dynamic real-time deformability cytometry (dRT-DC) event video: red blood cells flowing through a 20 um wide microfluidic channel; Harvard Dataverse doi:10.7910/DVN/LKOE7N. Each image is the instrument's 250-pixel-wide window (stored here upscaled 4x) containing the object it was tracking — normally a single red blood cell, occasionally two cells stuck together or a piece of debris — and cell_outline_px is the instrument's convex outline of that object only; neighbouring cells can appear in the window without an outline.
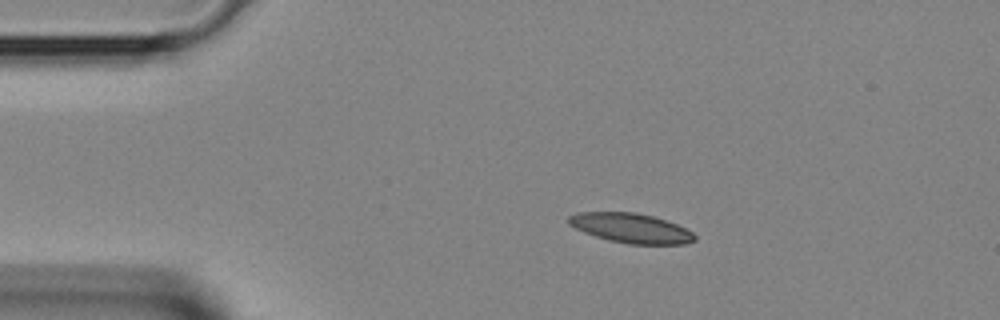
{"species": "Egyptian fruit bat (a non-hibernating species)", "species_latin": "Rousettus aegyptiacus", "temperature_condition": "room temperature", "stored_images_in_passage": 2, "camera_frame_rate_fps": 3000, "um_per_image_px": 0.085, "animal": {"sex": "female"}, "frame": {"image": 1, "passage_image": 1, "time_ms": 0.0, "image_size_px": [1000, 320], "cell_outline_px": [[696, 240], [684, 244], [628, 244], [596, 236], [584, 232], [568, 224], [568, 216], [576, 212], [636, 212], [652, 216], [676, 224], [692, 232], [696, 236]], "centroid_in_image_um": [53.62, 19.38], "position_along_channel_um": 31.4, "area_um2": 21.56}}